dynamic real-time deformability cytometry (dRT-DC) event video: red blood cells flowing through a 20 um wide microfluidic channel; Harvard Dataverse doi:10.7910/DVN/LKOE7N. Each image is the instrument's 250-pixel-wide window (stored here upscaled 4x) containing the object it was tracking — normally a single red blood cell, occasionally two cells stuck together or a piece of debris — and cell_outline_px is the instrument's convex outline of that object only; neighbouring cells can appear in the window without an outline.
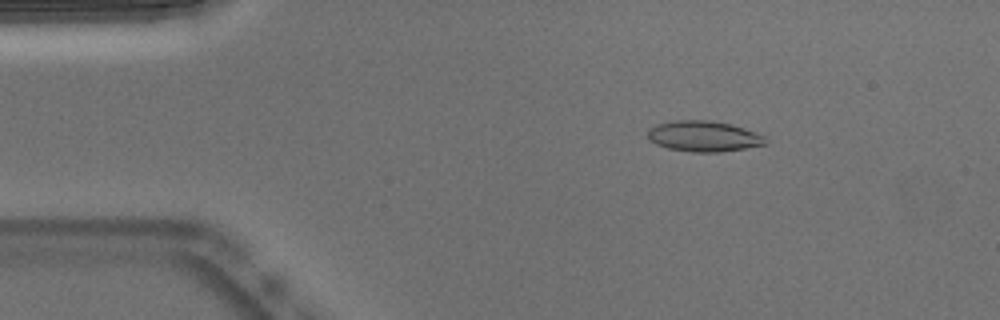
{"species": "Egyptian fruit bat (a non-hibernating species)", "species_latin": "Rousettus aegyptiacus", "temperature_condition": "warm", "stored_images_in_passage": 52, "camera_frame_rate_fps": 3000, "um_per_image_px": 0.085, "animal": {"sex": "male"}, "frame": {"image": 1, "passage_image": 8, "time_ms": 2.333, "image_size_px": [1000, 320], "cell_outline_px": [[768, 144], [720, 152], [692, 152], [668, 148], [656, 144], [648, 140], [648, 128], [656, 124], [676, 120], [712, 120], [732, 124], [756, 132], [764, 136], [768, 140]], "centroid_in_image_um": [59.82, 11.57], "position_along_channel_um": 25.2, "area_um2": 21.27}}
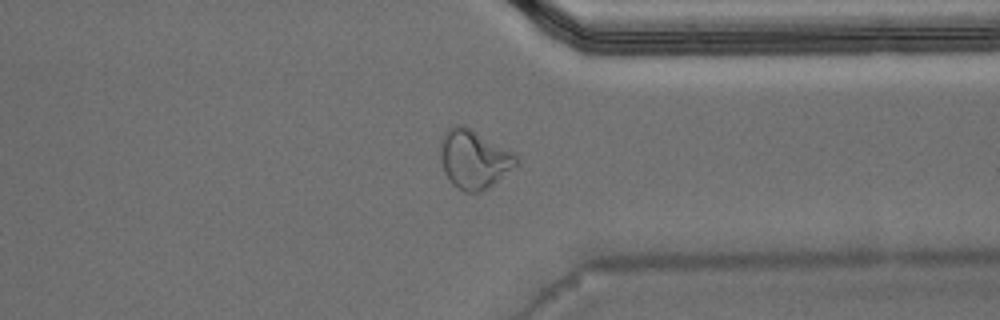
{"frame": {"image": 2, "passage_image": 40, "time_ms": 13.0, "image_size_px": [1000, 320], "cell_outline_px": [[520, 164], [488, 188], [480, 192], [464, 192], [452, 184], [444, 172], [440, 156], [440, 140], [444, 132], [448, 128], [456, 124], [460, 124], [516, 152], [520, 160]], "centroid_in_image_um": [40.32, 13.53], "position_along_channel_um": 371.1, "area_um2": 26.3}}
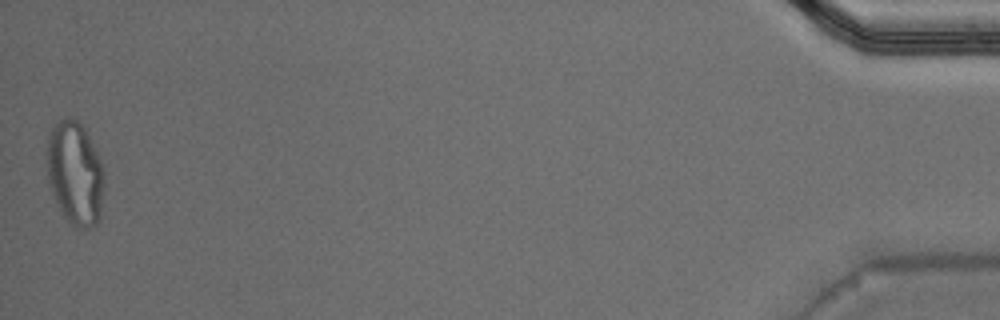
{"frame": {"image": 3, "passage_image": 52, "time_ms": 17.0, "image_size_px": [1000, 320], "cell_outline_px": [[104, 192], [100, 220], [92, 228], [72, 228], [64, 216], [52, 192], [48, 180], [44, 152], [48, 136], [52, 128], [60, 120], [68, 116], [76, 120], [88, 128], [104, 168]], "centroid_in_image_um": [6.4, 14.7], "position_along_channel_um": 428.8, "area_um2": 35.89}, "authors_computed_cell_mechanics": {"area_um2": 20.808, "velocity_mm_per_s": 3.8153, "shape_relaxation_time_tau1_ms": null, "shape_relaxation_time_tau2_ms": 1.2205, "deformation_change_tau1": null, "deformation_change_tau2": 0.0782}}